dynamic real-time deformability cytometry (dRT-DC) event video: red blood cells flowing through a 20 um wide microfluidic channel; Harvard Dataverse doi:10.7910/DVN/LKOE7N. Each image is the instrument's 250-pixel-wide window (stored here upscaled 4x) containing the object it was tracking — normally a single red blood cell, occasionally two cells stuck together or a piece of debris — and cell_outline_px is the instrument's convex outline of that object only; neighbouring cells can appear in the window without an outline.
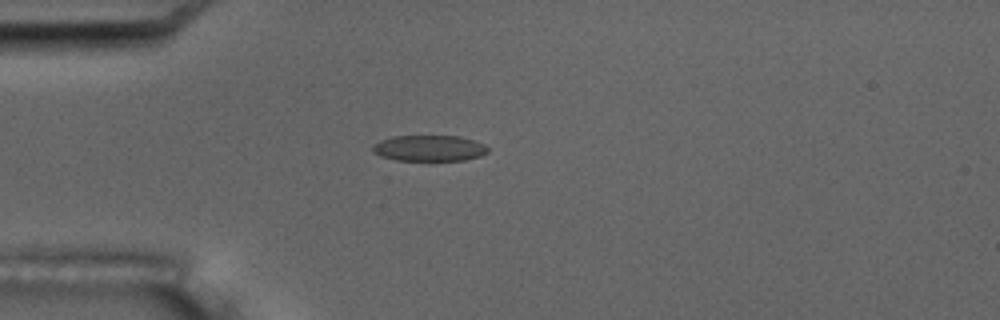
{"species": "common noctule bat (a hibernating species)", "species_latin": "Nyctalus noctula", "temperature_condition": "room temperature", "stored_images_in_passage": 12, "camera_frame_rate_fps": 3000, "um_per_image_px": 0.085, "animal": {"sex": "male", "body_mass_g": 17.5, "forearm_length_mm": 52.3}, "frame": {"image": 1, "passage_image": 1, "time_ms": 0.0, "image_size_px": [1000, 320], "cell_outline_px": [[488, 152], [480, 156], [464, 160], [396, 160], [380, 156], [372, 152], [372, 144], [380, 140], [392, 136], [460, 136], [484, 144], [488, 148]], "centroid_in_image_um": [36.45, 12.59], "position_along_channel_um": 48.6, "area_um2": 17.46}, "authors_computed_cell_mechanics": {"area_um2": 17.7157, "velocity_mm_per_s": 3.5355, "shape_relaxation_time_tau1_ms": 4.8509, "shape_relaxation_time_tau2_ms": 1.2527, "deformation_change_tau1": 0.1259, "deformation_change_tau2": 0.0595}}